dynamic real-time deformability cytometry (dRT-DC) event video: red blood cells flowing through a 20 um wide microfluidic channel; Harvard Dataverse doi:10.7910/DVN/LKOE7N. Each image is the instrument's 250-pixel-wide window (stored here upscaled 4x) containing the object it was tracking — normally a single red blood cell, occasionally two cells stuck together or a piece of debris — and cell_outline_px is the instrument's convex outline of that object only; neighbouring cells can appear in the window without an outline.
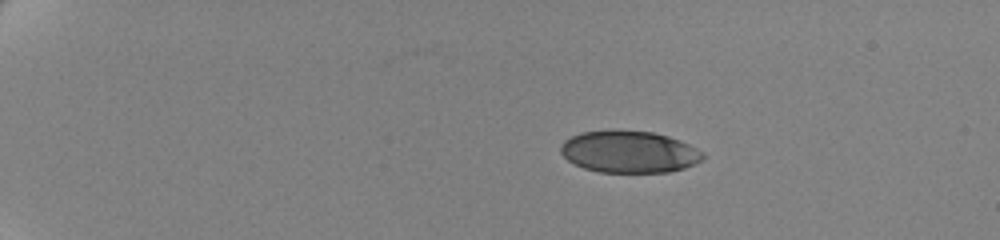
{"species": "human", "species_latin": "Homo sapiens", "temperature_condition": "cold", "stored_images_in_passage": 11, "camera_frame_rate_fps": 3000, "um_per_image_px": 0.085, "donor": {"sex": "female"}, "frame": {"image": 1, "passage_image": 1, "time_ms": 0.0, "image_size_px": [1000, 240], "cell_outline_px": [[704, 156], [700, 160], [684, 168], [668, 172], [600, 172], [584, 168], [568, 160], [560, 152], [560, 144], [564, 140], [580, 132], [612, 128], [616, 128], [652, 132], [668, 136], [680, 140], [704, 152]], "centroid_in_image_um": [53.43, 12.87], "position_along_channel_um": 31.6, "area_um2": 35.14}}